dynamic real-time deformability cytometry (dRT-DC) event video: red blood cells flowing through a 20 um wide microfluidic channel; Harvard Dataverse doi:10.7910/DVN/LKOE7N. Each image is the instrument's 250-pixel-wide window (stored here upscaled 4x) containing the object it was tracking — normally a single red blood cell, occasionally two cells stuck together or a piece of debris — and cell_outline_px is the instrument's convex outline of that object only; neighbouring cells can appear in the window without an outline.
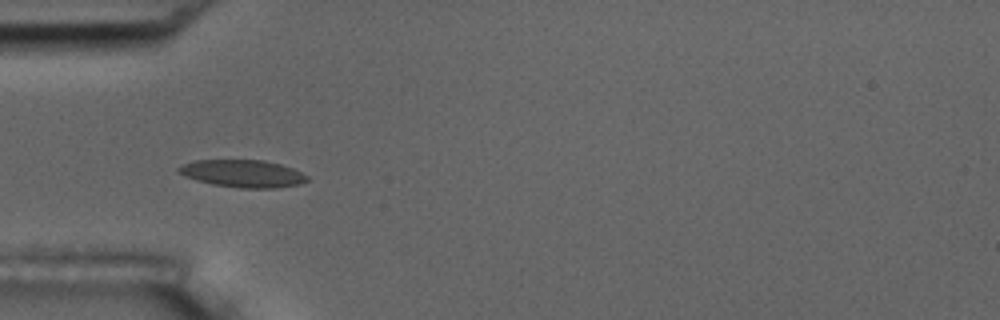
{"species": "common noctule bat (a hibernating species)", "species_latin": "Nyctalus noctula", "temperature_condition": "room temperature", "stored_images_in_passage": 40, "camera_frame_rate_fps": 3000, "um_per_image_px": 0.085, "animal": {"sex": "male", "body_mass_g": 17.5, "forearm_length_mm": 52.3}, "frame": {"image": 1, "passage_image": 1, "time_ms": 0.0, "image_size_px": [1000, 320], "cell_outline_px": [[308, 180], [300, 184], [276, 188], [240, 188], [212, 184], [196, 180], [184, 176], [176, 172], [176, 168], [180, 164], [192, 160], [264, 160], [280, 164], [292, 168], [308, 176]], "centroid_in_image_um": [20.57, 14.75], "position_along_channel_um": 64.4, "area_um2": 20.75}}
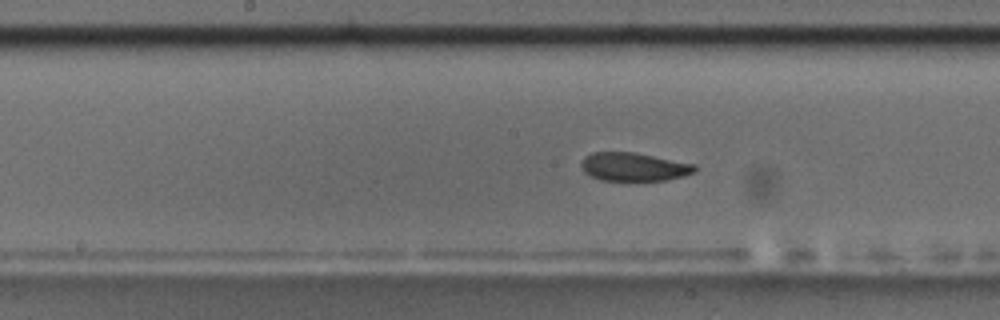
{"frame": {"image": 2, "passage_image": 12, "time_ms": 3.667, "image_size_px": [1000, 320], "cell_outline_px": [[696, 172], [684, 176], [668, 180], [600, 180], [584, 172], [580, 164], [584, 156], [592, 152], [632, 152], [696, 164]], "centroid_in_image_um": [53.88, 14.18], "position_along_channel_um": 194.3, "area_um2": 18.79}}
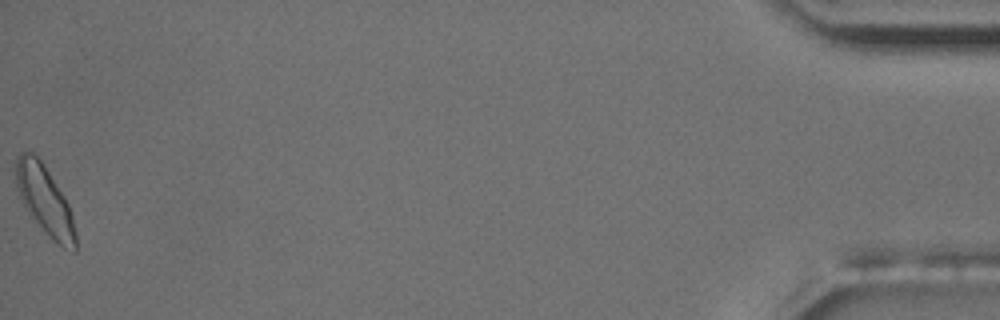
{"frame": {"image": 3, "passage_image": 40, "time_ms": 13.0, "image_size_px": [1000, 320], "cell_outline_px": [[76, 252], [72, 252], [64, 248], [52, 240], [48, 236], [28, 212], [20, 196], [16, 184], [16, 160], [20, 152], [32, 152], [40, 160], [64, 196], [68, 204], [72, 216], [76, 232]], "centroid_in_image_um": [3.83, 17.07], "position_along_channel_um": 431.4, "area_um2": 23.52}, "authors_computed_cell_mechanics": {"area_um2": 19.8254, "velocity_mm_per_s": 3.5843, "shape_relaxation_time_tau1_ms": 2.4858, "shape_relaxation_time_tau2_ms": 2.4662, "deformation_change_tau1": 0.1072, "deformation_change_tau2": 0.0863}}